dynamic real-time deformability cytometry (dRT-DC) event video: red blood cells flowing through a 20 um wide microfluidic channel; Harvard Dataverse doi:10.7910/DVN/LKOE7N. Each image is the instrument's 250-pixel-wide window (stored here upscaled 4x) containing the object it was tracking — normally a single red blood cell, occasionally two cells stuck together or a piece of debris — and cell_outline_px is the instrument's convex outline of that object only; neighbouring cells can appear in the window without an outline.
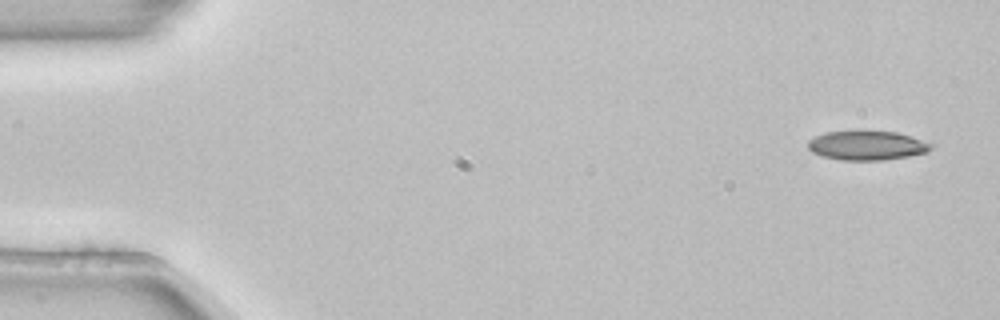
{"species": "common noctule bat (a hibernating species)", "species_latin": "Nyctalus noctula", "temperature_condition": "room temperature", "stored_images_in_passage": 3, "camera_frame_rate_fps": 3000, "um_per_image_px": 0.085, "animal": {"sex": "female", "body_mass_g": 22.7, "forearm_length_mm": 54.2}, "frame": {"image": 1, "passage_image": 1, "time_ms": 0.0, "image_size_px": [1000, 320], "cell_outline_px": [[932, 148], [928, 152], [908, 156], [884, 160], [840, 160], [824, 156], [812, 152], [808, 148], [808, 140], [816, 136], [828, 132], [864, 128], [896, 132], [932, 144]], "centroid_in_image_um": [73.66, 12.33], "position_along_channel_um": 11.3, "area_um2": 21.44}}